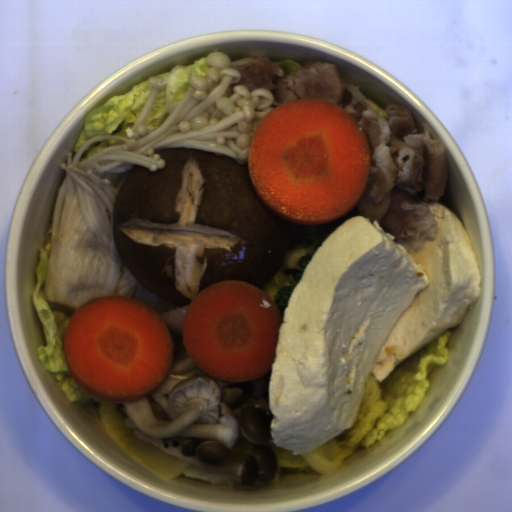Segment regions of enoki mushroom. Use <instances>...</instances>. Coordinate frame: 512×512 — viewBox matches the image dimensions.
Wrapping results in <instances>:
<instances>
[{
	"label": "enoki mushroom",
	"instance_id": "cea9216a",
	"mask_svg": "<svg viewBox=\"0 0 512 512\" xmlns=\"http://www.w3.org/2000/svg\"><path fill=\"white\" fill-rule=\"evenodd\" d=\"M207 77L191 75L184 97L154 131L147 124L160 75L148 77V98L127 137L95 134L74 160L66 153L60 167L66 176L58 189L47 257L44 297L73 310L99 296L133 298L138 280L126 268L115 245L114 209L127 174L135 166L155 172L166 166L156 149L188 148L224 154L248 164L255 130L279 106L265 88L237 85L241 72L222 51L206 56Z\"/></svg>",
	"mask_w": 512,
	"mask_h": 512
}]
</instances>
